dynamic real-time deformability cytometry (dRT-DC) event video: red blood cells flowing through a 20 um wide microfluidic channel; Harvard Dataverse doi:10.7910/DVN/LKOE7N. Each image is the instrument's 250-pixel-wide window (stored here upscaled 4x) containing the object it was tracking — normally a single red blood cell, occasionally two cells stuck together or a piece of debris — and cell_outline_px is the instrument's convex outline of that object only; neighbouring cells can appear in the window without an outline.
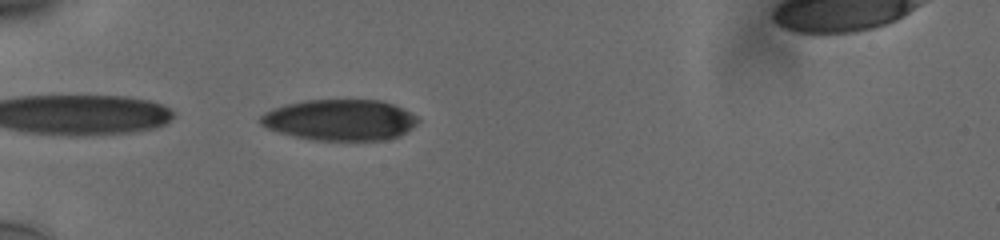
{"species": "human", "species_latin": "Homo sapiens", "temperature_condition": "cold", "stored_images_in_passage": 39, "camera_frame_rate_fps": 3000, "um_per_image_px": 0.085, "donor": {"sex": "male"}, "frame": {"image": 1, "passage_image": 2, "time_ms": 0.333, "image_size_px": [1000, 240], "cell_outline_px": [[420, 120], [412, 128], [400, 136], [384, 140], [316, 140], [296, 136], [280, 132], [268, 128], [260, 124], [260, 116], [264, 112], [272, 108], [304, 100], [380, 100], [392, 104], [416, 116]], "centroid_in_image_um": [28.9, 10.19], "position_along_channel_um": 56.1, "area_um2": 37.4}}
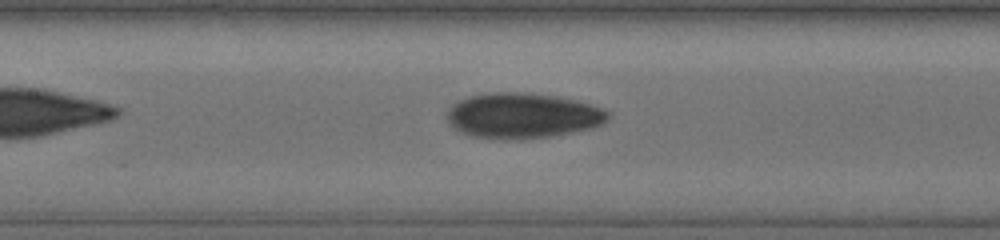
{"frame": {"image": 2, "passage_image": 12, "time_ms": 3.667, "image_size_px": [1000, 240], "cell_outline_px": [[608, 120], [592, 128], [552, 136], [504, 140], [472, 136], [456, 128], [448, 120], [448, 108], [452, 104], [468, 96], [488, 92], [520, 92], [556, 96], [576, 100], [600, 108], [608, 112]], "centroid_in_image_um": [44.41, 9.82], "position_along_channel_um": 163.0, "area_um2": 42.19}}
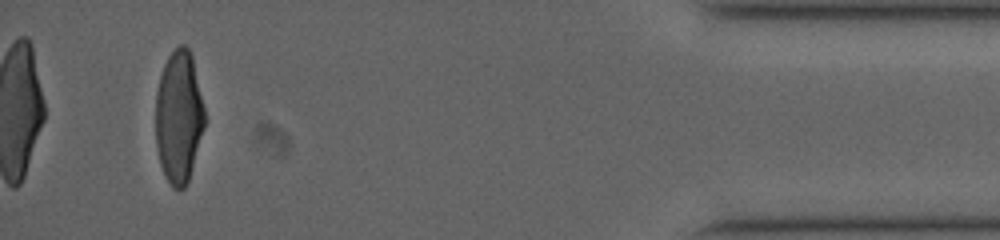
{"frame": {"image": 3, "passage_image": 37, "time_ms": 12.0, "image_size_px": [1000, 240], "cell_outline_px": [[204, 128], [188, 180], [184, 188], [172, 188], [160, 164], [156, 148], [156, 92], [160, 76], [164, 64], [168, 56], [180, 44], [184, 44], [188, 48], [192, 56], [204, 108]], "centroid_in_image_um": [15.18, 9.91], "position_along_channel_um": 420.0, "area_um2": 37.45}, "authors_computed_cell_mechanics": {"area_um2": 39.6508, "velocity_mm_per_s": 3.7833, "shape_relaxation_time_tau1_ms": 5.5653, "shape_relaxation_time_tau2_ms": 1.5093, "deformation_change_tau1": 0.2004, "deformation_change_tau2": 0.0631}}